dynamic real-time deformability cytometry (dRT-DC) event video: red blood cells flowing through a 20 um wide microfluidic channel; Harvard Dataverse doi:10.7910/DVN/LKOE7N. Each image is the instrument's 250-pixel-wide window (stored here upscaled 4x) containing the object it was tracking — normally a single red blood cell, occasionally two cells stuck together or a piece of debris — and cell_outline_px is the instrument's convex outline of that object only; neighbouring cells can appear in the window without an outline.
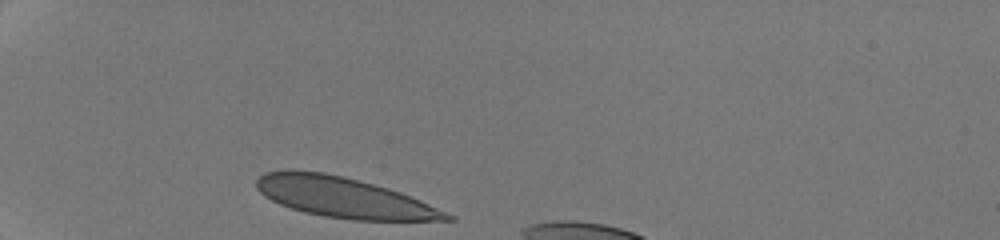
{"species": "human", "species_latin": "Homo sapiens", "temperature_condition": "room temperature", "stored_images_in_passage": 28, "camera_frame_rate_fps": 3000, "um_per_image_px": 0.085, "donor": {"sex": "male"}, "frame": {"image": 1, "passage_image": 1, "time_ms": 0.0, "image_size_px": [1000, 240], "cell_outline_px": [[456, 220], [356, 220], [324, 216], [304, 212], [280, 204], [264, 196], [256, 188], [256, 180], [264, 172], [288, 168], [292, 168], [324, 172], [344, 176], [388, 188], [400, 192], [420, 200], [456, 216]], "centroid_in_image_um": [29.18, 16.76], "position_along_channel_um": 55.8, "area_um2": 44.85}}
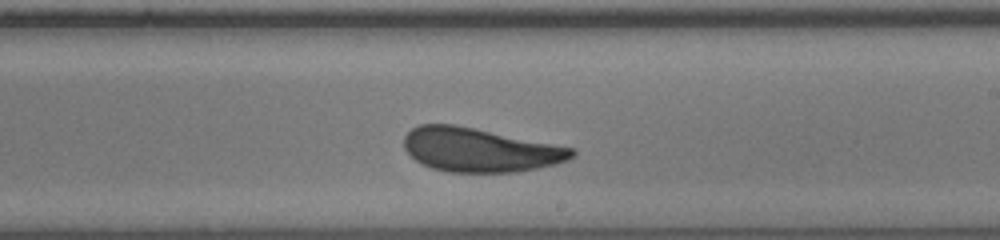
{"frame": {"image": 2, "passage_image": 17, "time_ms": 5.333, "image_size_px": [1000, 240], "cell_outline_px": [[576, 152], [568, 160], [556, 164], [516, 172], [448, 172], [432, 168], [416, 160], [404, 148], [404, 136], [412, 128], [420, 124], [456, 124], [576, 148]], "centroid_in_image_um": [40.8, 12.73], "position_along_channel_um": 248.2, "area_um2": 43.0}}
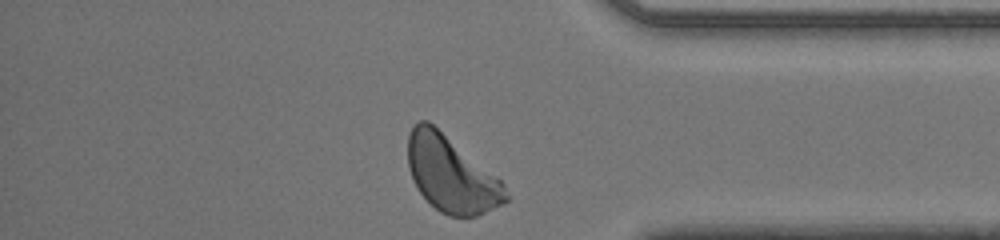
{"frame": {"image": 3, "passage_image": 28, "time_ms": 9.0, "image_size_px": [1000, 240], "cell_outline_px": [[508, 200], [504, 204], [476, 216], [448, 216], [440, 212], [420, 192], [412, 180], [408, 168], [408, 132], [420, 120], [428, 120], [496, 176], [504, 184], [508, 196]], "centroid_in_image_um": [38.34, 14.81], "position_along_channel_um": 396.9, "area_um2": 42.89}, "authors_computed_cell_mechanics": {"area_um2": 44.217, "velocity_mm_per_s": 4.2733, "shape_relaxation_time_tau1_ms": 2.2345, "shape_relaxation_time_tau2_ms": null, "deformation_change_tau1": 0.128, "deformation_change_tau2": null}}